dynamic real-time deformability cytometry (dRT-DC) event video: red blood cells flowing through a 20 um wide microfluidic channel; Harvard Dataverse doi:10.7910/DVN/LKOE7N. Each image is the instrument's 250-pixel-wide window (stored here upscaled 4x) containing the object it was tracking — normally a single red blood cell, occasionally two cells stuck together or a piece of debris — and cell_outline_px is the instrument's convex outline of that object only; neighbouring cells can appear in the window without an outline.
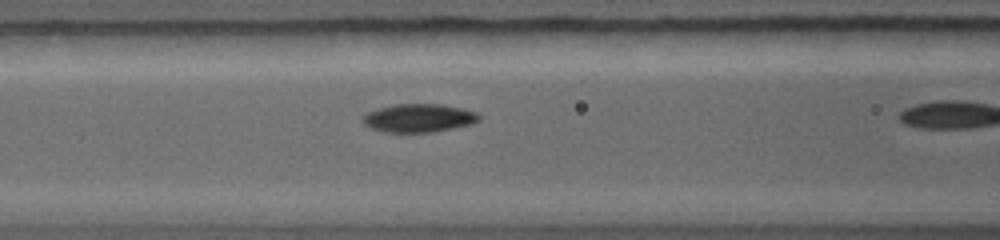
{"species": "common noctule bat (a hibernating species)", "species_latin": "Nyctalus noctula", "temperature_condition": "warm", "stored_images_in_passage": 8, "camera_frame_rate_fps": 5000, "um_per_image_px": 0.085, "animal": {"sex": "female", "body_mass_g": 19.0, "forearm_length_mm": 56.7}, "frame": {"image": 1, "passage_image": 3, "time_ms": 1.4, "image_size_px": [1000, 240], "cell_outline_px": [[480, 120], [472, 124], [432, 132], [384, 132], [372, 128], [364, 124], [360, 120], [360, 116], [376, 108], [396, 104], [440, 104], [460, 108], [476, 112], [480, 116]], "centroid_in_image_um": [35.55, 10.03], "position_along_channel_um": 131.1, "area_um2": 19.25}}
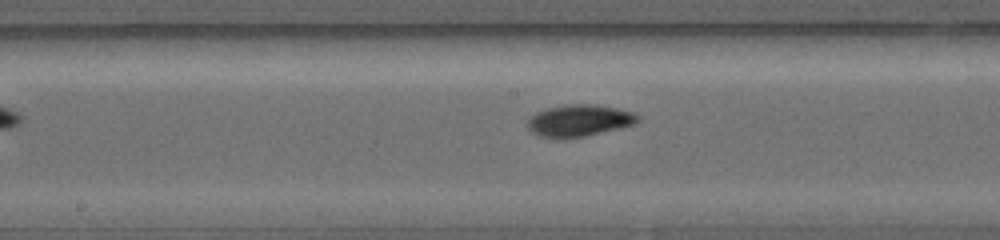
{"frame": {"image": 2, "passage_image": 6, "time_ms": 2.8, "image_size_px": [1000, 240], "cell_outline_px": [[640, 120], [636, 124], [620, 128], [584, 136], [564, 140], [556, 140], [540, 136], [532, 132], [528, 128], [528, 120], [536, 112], [548, 108], [568, 104], [596, 104], [616, 108], [632, 112], [640, 116]], "centroid_in_image_um": [49.23, 10.27], "position_along_channel_um": 199.0, "area_um2": 20.69}}